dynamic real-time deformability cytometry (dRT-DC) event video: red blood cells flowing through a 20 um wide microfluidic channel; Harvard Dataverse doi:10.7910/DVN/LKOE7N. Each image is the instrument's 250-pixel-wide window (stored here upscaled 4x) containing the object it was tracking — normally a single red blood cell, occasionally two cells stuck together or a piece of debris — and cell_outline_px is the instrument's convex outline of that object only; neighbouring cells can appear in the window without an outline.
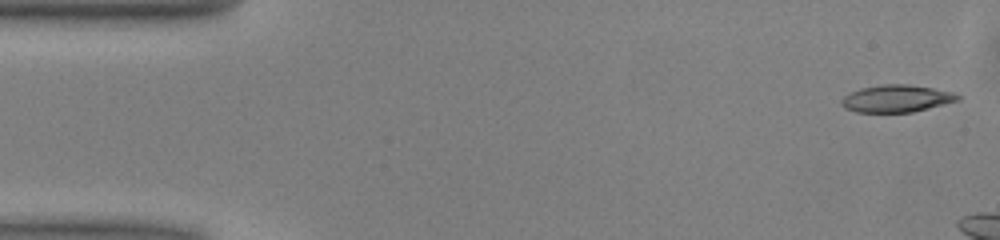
{"species": "common noctule bat (a hibernating species)", "species_latin": "Nyctalus noctula", "temperature_condition": "warm", "stored_images_in_passage": 7, "camera_frame_rate_fps": 3000, "um_per_image_px": 0.085, "animal": {"sex": "male", "body_mass_g": 13.0, "forearm_length_mm": 53.1}, "frame": {"image": 1, "passage_image": 1, "time_ms": 0.0, "image_size_px": [1000, 240], "cell_outline_px": [[960, 100], [912, 112], [856, 112], [844, 108], [840, 104], [840, 100], [844, 96], [860, 88], [880, 84], [908, 84], [932, 88], [952, 92], [960, 96]], "centroid_in_image_um": [76.17, 8.37], "position_along_channel_um": 8.8, "area_um2": 18.44}}